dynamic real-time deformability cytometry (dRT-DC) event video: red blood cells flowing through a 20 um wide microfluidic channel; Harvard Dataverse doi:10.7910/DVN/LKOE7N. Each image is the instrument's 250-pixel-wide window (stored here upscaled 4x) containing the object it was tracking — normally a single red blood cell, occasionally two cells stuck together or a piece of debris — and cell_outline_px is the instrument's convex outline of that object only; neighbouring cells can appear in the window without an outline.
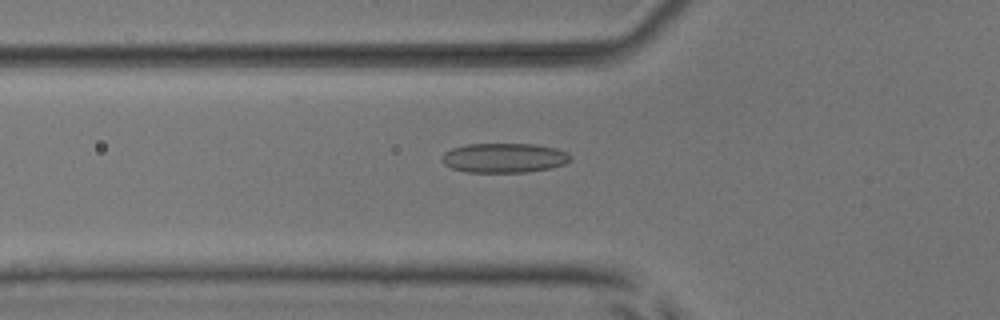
{"species": "common noctule bat (a hibernating species)", "species_latin": "Nyctalus noctula", "temperature_condition": "room temperature", "stored_images_in_passage": 53, "camera_frame_rate_fps": 3000, "um_per_image_px": 0.085, "animal": {"sex": "male", "body_mass_g": 17.9, "forearm_length_mm": 54.2}, "frame": {"image": 1, "passage_image": 19, "time_ms": 6.0, "image_size_px": [1000, 320], "cell_outline_px": [[572, 160], [564, 164], [552, 168], [528, 172], [468, 172], [452, 168], [444, 164], [440, 160], [440, 156], [444, 152], [452, 148], [464, 144], [536, 144], [556, 148], [568, 152], [572, 156]], "centroid_in_image_um": [42.86, 13.41], "position_along_channel_um": 82.9, "area_um2": 22.48}}
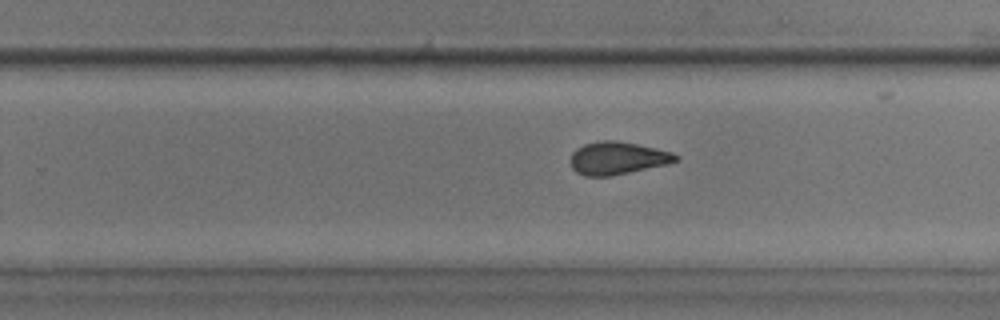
{"frame": {"image": 2, "passage_image": 34, "time_ms": 11.0, "image_size_px": [1000, 320], "cell_outline_px": [[680, 160], [668, 164], [608, 176], [584, 176], [576, 172], [572, 168], [572, 152], [576, 148], [584, 144], [600, 140], [616, 140], [656, 148], [672, 152], [680, 156]], "centroid_in_image_um": [52.5, 13.43], "position_along_channel_um": 277.3, "area_um2": 20.0}}
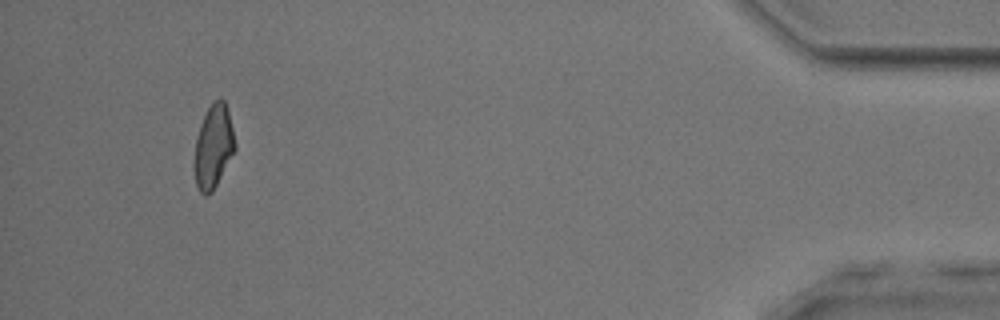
{"frame": {"image": 3, "passage_image": 50, "time_ms": 16.333, "image_size_px": [1000, 320], "cell_outline_px": [[236, 148], [212, 192], [204, 196], [200, 192], [196, 184], [192, 164], [196, 136], [200, 124], [212, 100], [220, 96], [224, 100], [228, 112], [236, 144]], "centroid_in_image_um": [18.1, 12.45], "position_along_channel_um": 417.1, "area_um2": 20.0}, "authors_computed_cell_mechanics": {"area_um2": 20.519, "velocity_mm_per_s": 3.8907, "shape_relaxation_time_tau1_ms": 8.3163, "shape_relaxation_time_tau2_ms": 1.9645, "deformation_change_tau1": 0.1869, "deformation_change_tau2": 0.09}}